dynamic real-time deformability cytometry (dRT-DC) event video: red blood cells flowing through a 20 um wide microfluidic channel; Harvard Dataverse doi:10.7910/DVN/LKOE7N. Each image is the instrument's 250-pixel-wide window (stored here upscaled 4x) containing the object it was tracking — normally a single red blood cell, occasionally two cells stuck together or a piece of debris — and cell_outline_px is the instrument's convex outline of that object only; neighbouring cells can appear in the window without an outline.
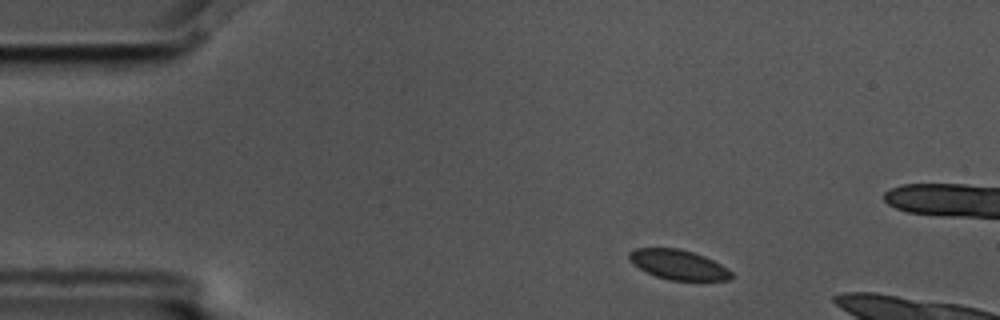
{"species": "common noctule bat (a hibernating species)", "species_latin": "Nyctalus noctula", "temperature_condition": "cold", "stored_images_in_passage": 4, "camera_frame_rate_fps": 3000, "um_per_image_px": 0.085, "animal": {"sex": "male", "body_mass_g": 17.5, "forearm_length_mm": 52.3}, "frame": {"image": 1, "passage_image": 1, "time_ms": 0.0, "image_size_px": [1000, 320], "cell_outline_px": [[732, 276], [728, 280], [672, 280], [656, 276], [640, 268], [628, 256], [628, 252], [636, 248], [680, 248], [704, 256], [728, 268], [732, 272]], "centroid_in_image_um": [57.68, 22.49], "position_along_channel_um": 27.3, "area_um2": 17.4}}